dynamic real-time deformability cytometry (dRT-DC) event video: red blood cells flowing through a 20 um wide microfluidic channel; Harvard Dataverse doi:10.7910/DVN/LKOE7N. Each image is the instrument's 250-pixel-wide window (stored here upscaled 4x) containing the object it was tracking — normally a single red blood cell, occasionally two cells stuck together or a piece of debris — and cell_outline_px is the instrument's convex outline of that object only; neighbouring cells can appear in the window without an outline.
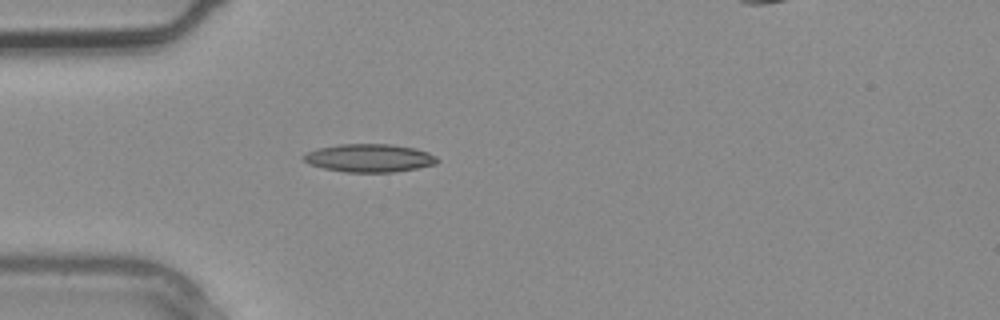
{"species": "common noctule bat (a hibernating species)", "species_latin": "Nyctalus noctula", "temperature_condition": "warm", "stored_images_in_passage": 2, "segment_of_instrument_passage": [1, 2], "camera_frame_rate_fps": 3000, "um_per_image_px": 0.085, "animal": {"sex": "male", "body_mass_g": 20.4}, "frame": {"image": 1, "passage_image": 1, "time_ms": 0.0, "image_size_px": [1000, 320], "cell_outline_px": [[440, 160], [436, 164], [396, 172], [344, 172], [324, 168], [308, 164], [300, 156], [316, 148], [340, 144], [392, 144], [416, 148], [428, 152], [436, 156]], "centroid_in_image_um": [31.39, 13.43], "position_along_channel_um": 53.6, "area_um2": 22.08}}